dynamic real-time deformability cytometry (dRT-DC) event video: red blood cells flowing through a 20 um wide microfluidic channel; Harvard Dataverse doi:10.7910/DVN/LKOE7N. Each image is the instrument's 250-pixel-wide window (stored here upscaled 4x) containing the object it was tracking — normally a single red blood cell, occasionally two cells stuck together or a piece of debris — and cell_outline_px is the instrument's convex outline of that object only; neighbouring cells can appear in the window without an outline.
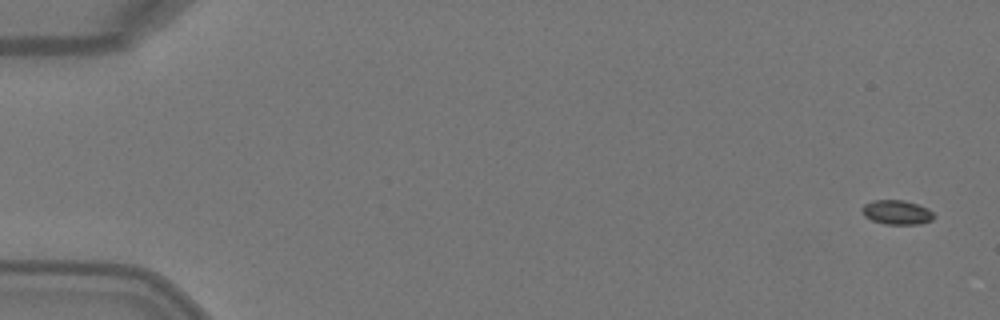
{"species": "Egyptian fruit bat (a non-hibernating species)", "species_latin": "Rousettus aegyptiacus", "temperature_condition": "warm", "stored_images_in_passage": 6, "camera_frame_rate_fps": 3000, "um_per_image_px": 0.085, "animal": {"sex": "female"}, "frame": {"image": 1, "passage_image": 1, "time_ms": 0.0, "image_size_px": [1000, 320], "cell_outline_px": [[936, 216], [932, 220], [920, 224], [884, 224], [872, 220], [864, 216], [860, 208], [864, 204], [872, 200], [904, 200], [928, 208]], "centroid_in_image_um": [76.22, 18.04], "position_along_channel_um": 8.8, "area_um2": 10.29}}